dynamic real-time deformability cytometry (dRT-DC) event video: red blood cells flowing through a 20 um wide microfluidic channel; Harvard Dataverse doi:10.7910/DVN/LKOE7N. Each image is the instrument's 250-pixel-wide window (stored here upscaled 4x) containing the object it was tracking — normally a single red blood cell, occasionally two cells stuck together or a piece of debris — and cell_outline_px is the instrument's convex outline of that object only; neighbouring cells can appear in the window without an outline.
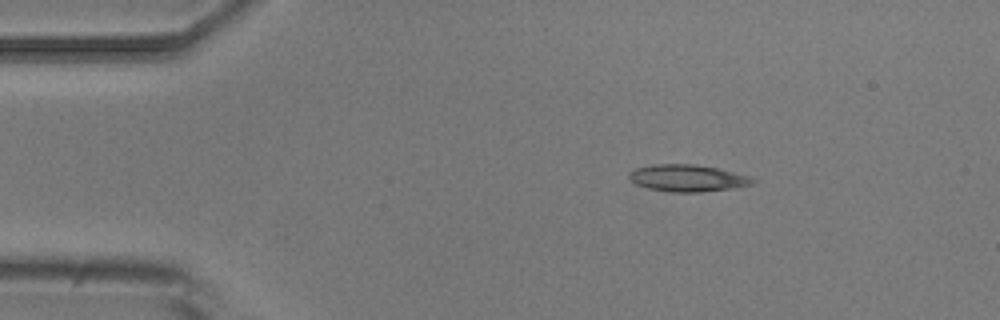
{"species": "common noctule bat (a hibernating species)", "species_latin": "Nyctalus noctula", "temperature_condition": "room temperature", "stored_images_in_passage": 3, "camera_frame_rate_fps": 3000, "um_per_image_px": 0.085, "animal": {"sex": "male", "body_mass_g": 20.5, "forearm_length_mm": 52.5}, "frame": {"image": 1, "passage_image": 1, "time_ms": 0.0, "image_size_px": [1000, 320], "cell_outline_px": [[756, 180], [752, 184], [732, 188], [700, 192], [672, 192], [648, 188], [636, 184], [628, 176], [628, 172], [636, 168], [652, 164], [692, 164], [716, 168], [748, 176]], "centroid_in_image_um": [58.4, 15.14], "position_along_channel_um": 26.6, "area_um2": 19.13}}
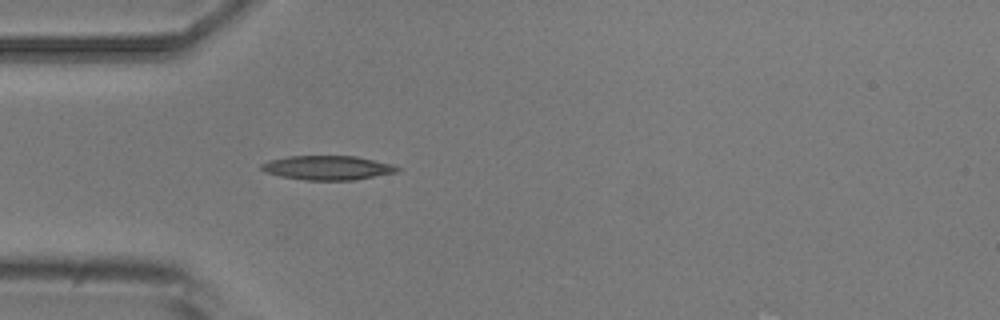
{"frame": {"image": 2, "passage_image": 3, "time_ms": 2.333, "image_size_px": [1000, 320], "cell_outline_px": [[404, 168], [396, 172], [356, 180], [304, 180], [280, 176], [264, 172], [260, 168], [260, 164], [268, 160], [288, 156], [356, 156], [392, 164]], "centroid_in_image_um": [27.84, 14.26], "position_along_channel_um": 57.2, "area_um2": 19.36}}